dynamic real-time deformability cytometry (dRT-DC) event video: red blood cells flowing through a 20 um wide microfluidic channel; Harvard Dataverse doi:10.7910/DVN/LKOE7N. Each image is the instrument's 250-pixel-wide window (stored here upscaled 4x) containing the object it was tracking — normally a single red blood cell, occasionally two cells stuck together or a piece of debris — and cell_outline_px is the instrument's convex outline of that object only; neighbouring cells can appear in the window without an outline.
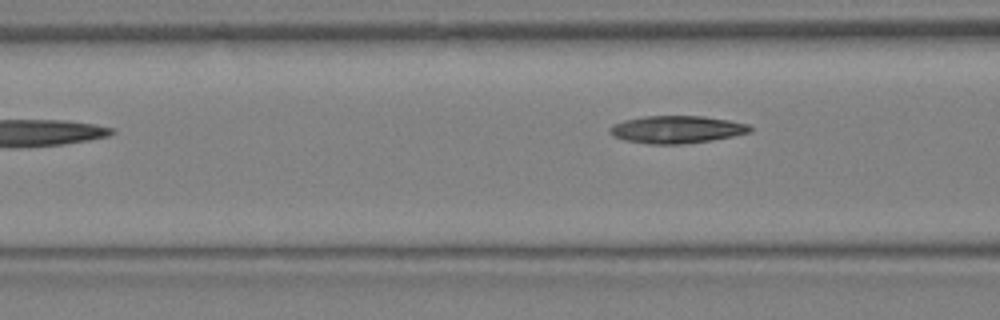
{"species": "Egyptian fruit bat (a non-hibernating species)", "species_latin": "Rousettus aegyptiacus", "temperature_condition": "warm", "stored_images_in_passage": 6, "segment_of_instrument_passage": [2, 2], "camera_frame_rate_fps": 3000, "um_per_image_px": 0.085, "animal": {"sex": "female"}, "frame": {"image": 1, "passage_image": 6, "time_ms": 1.667, "image_size_px": [1000, 320], "cell_outline_px": [[752, 132], [712, 140], [684, 144], [648, 144], [624, 140], [608, 132], [608, 128], [612, 124], [624, 120], [644, 116], [704, 116], [728, 120], [748, 124], [752, 128]], "centroid_in_image_um": [57.5, 11.0], "position_along_channel_um": 109.1, "area_um2": 22.54}}